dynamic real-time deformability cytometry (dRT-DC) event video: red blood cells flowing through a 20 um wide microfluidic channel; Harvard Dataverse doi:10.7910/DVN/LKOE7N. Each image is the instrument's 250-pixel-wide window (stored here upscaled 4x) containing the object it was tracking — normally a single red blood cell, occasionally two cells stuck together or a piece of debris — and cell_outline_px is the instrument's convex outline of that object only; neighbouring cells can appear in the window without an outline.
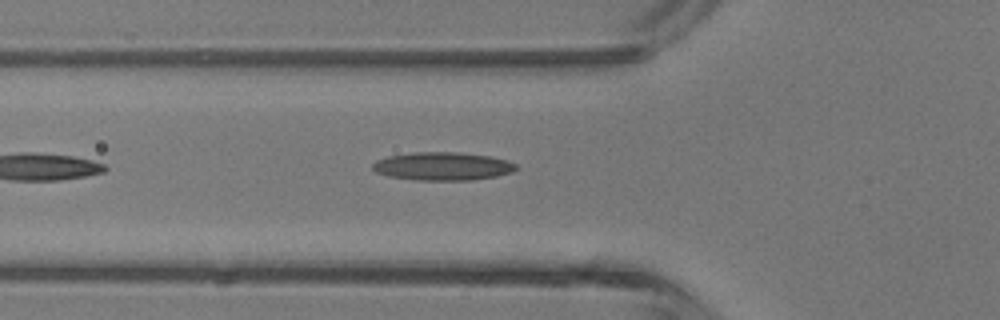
{"species": "common noctule bat (a hibernating species)", "species_latin": "Nyctalus noctula", "temperature_condition": "room temperature", "stored_images_in_passage": 6, "camera_frame_rate_fps": 3000, "um_per_image_px": 0.085, "animal": {"sex": "male", "body_mass_g": 13.3}, "frame": {"image": 1, "passage_image": 6, "time_ms": 5.667, "image_size_px": [1000, 320], "cell_outline_px": [[520, 168], [512, 172], [496, 176], [472, 180], [416, 180], [388, 176], [376, 172], [372, 168], [372, 164], [376, 160], [388, 156], [412, 152], [456, 152], [488, 156], [508, 160], [516, 164]], "centroid_in_image_um": [37.63, 14.13], "position_along_channel_um": 88.2, "area_um2": 23.64}}